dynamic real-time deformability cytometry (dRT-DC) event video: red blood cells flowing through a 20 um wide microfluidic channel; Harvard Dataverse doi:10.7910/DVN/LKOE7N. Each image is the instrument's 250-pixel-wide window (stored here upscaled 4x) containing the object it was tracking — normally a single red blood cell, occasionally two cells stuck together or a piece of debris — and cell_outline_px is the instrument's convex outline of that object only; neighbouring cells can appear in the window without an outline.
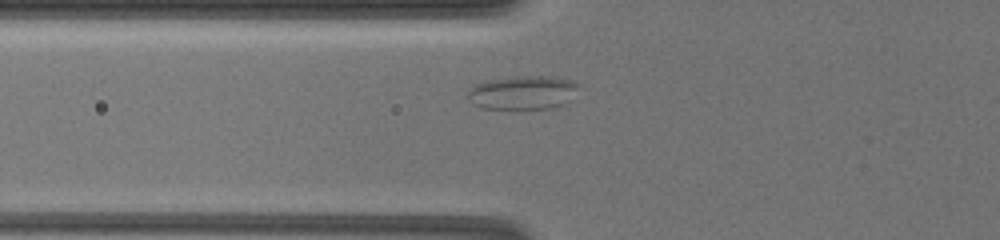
{"species": "common noctule bat (a hibernating species)", "species_latin": "Nyctalus noctula", "temperature_condition": "warm", "stored_images_in_passage": 16, "camera_frame_rate_fps": 3000, "um_per_image_px": 0.085, "animal": {"sex": "female", "body_mass_g": 19.5, "forearm_length_mm": 54.1}, "frame": {"image": 1, "passage_image": 4, "time_ms": 3.0, "image_size_px": [1000, 240], "cell_outline_px": [[580, 84], [568, 100], [564, 104], [548, 108], [484, 108], [476, 104], [468, 96], [468, 92], [476, 84], [484, 80], [516, 76], [552, 76], [572, 80]], "centroid_in_image_um": [44.46, 7.84], "position_along_channel_um": 81.3, "area_um2": 21.39}}
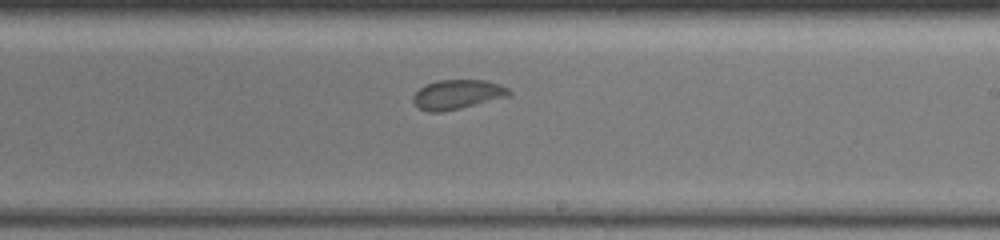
{"frame": {"image": 2, "passage_image": 9, "time_ms": 8.0, "image_size_px": [1000, 240], "cell_outline_px": [[512, 96], [460, 108], [440, 112], [428, 112], [420, 108], [412, 100], [412, 96], [424, 84], [440, 80], [484, 80], [500, 84], [508, 88], [512, 92]], "centroid_in_image_um": [38.91, 8.02], "position_along_channel_um": 250.1, "area_um2": 16.53}}
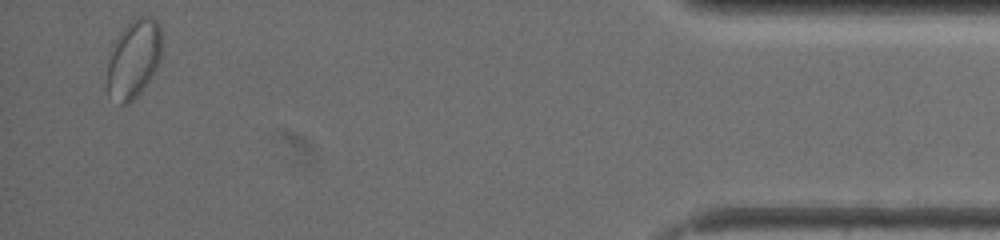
{"frame": {"image": 3, "passage_image": 16, "time_ms": 15.0, "image_size_px": [1000, 240], "cell_outline_px": [[160, 56], [156, 68], [148, 80], [136, 96], [128, 104], [120, 104], [108, 92], [108, 64], [112, 40], [132, 20], [140, 16], [152, 16], [156, 20], [160, 28]], "centroid_in_image_um": [11.34, 4.96], "position_along_channel_um": 423.9, "area_um2": 24.51}, "authors_computed_cell_mechanics": {"area_um2": 17.6579, "velocity_mm_per_s": 3.3854, "shape_relaxation_time_tau1_ms": null, "shape_relaxation_time_tau2_ms": 2.2515, "deformation_change_tau1": null, "deformation_change_tau2": 0.044}}